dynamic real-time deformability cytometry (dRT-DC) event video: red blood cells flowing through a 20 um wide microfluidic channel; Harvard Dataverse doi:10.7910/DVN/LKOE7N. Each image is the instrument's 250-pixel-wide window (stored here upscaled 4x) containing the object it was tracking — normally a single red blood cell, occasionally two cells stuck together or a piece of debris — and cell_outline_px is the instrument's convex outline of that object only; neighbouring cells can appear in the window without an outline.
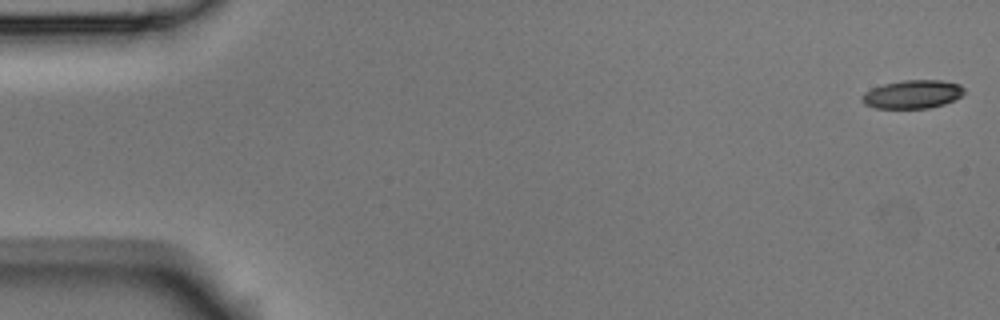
{"species": "Egyptian fruit bat (a non-hibernating species)", "species_latin": "Rousettus aegyptiacus", "temperature_condition": "room temperature", "stored_images_in_passage": 5, "camera_frame_rate_fps": 3000, "um_per_image_px": 0.085, "animal": {"sex": "male"}, "frame": {"image": 1, "passage_image": 1, "time_ms": 0.0, "image_size_px": [1000, 320], "cell_outline_px": [[964, 92], [960, 96], [944, 104], [928, 108], [876, 108], [864, 104], [860, 100], [860, 96], [864, 92], [872, 88], [884, 84], [904, 80], [940, 80], [960, 84], [964, 88]], "centroid_in_image_um": [77.53, 8.01], "position_along_channel_um": 7.5, "area_um2": 16.88}}
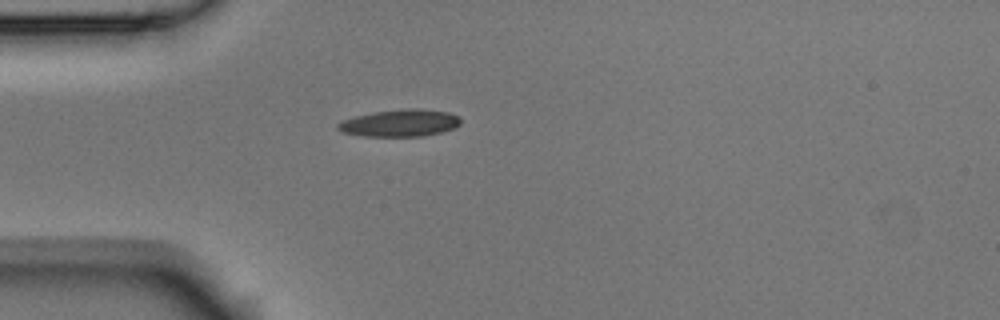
{"frame": {"image": 2, "passage_image": 4, "time_ms": 1.0, "image_size_px": [1000, 320], "cell_outline_px": [[460, 124], [456, 128], [424, 136], [364, 136], [340, 132], [336, 128], [336, 124], [344, 120], [356, 116], [376, 112], [412, 108], [448, 112], [460, 116]], "centroid_in_image_um": [34.01, 10.47], "position_along_channel_um": 51.0, "area_um2": 19.25}}